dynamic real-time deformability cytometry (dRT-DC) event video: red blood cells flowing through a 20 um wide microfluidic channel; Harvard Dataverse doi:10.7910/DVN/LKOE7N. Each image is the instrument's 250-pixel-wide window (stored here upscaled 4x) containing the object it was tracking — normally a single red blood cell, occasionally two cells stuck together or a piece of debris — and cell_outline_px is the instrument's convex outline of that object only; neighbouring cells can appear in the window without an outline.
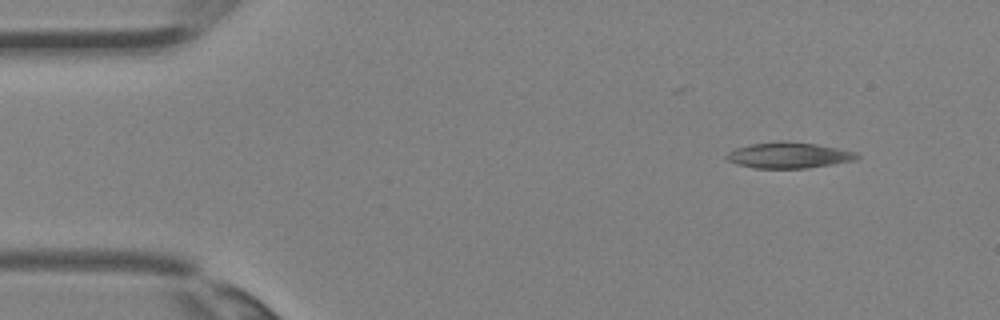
{"species": "Egyptian fruit bat (a non-hibernating species)", "species_latin": "Rousettus aegyptiacus", "temperature_condition": "room temperature", "stored_images_in_passage": 3, "camera_frame_rate_fps": 3000, "um_per_image_px": 0.085, "animal": {"sex": "female"}, "frame": {"image": 1, "passage_image": 1, "time_ms": 0.0, "image_size_px": [1000, 320], "cell_outline_px": [[860, 156], [852, 160], [832, 164], [808, 168], [756, 168], [736, 164], [728, 160], [724, 156], [728, 152], [736, 148], [752, 144], [780, 140], [816, 144], [856, 152]], "centroid_in_image_um": [67.0, 13.19], "position_along_channel_um": 18.0, "area_um2": 19.48}}
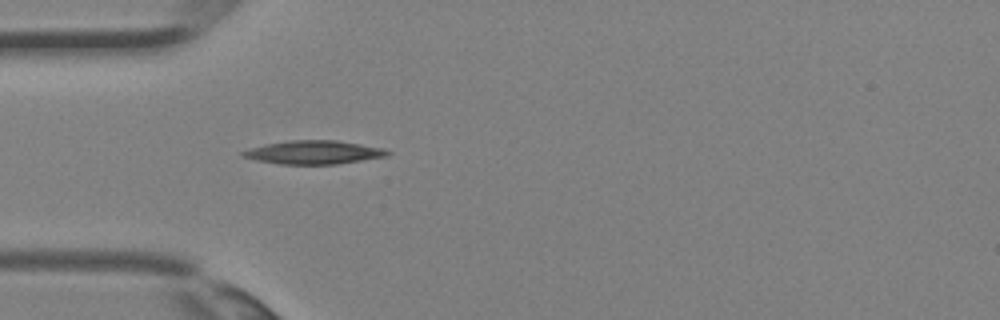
{"frame": {"image": 2, "passage_image": 3, "time_ms": 0.667, "image_size_px": [1000, 320], "cell_outline_px": [[392, 152], [388, 156], [336, 164], [280, 164], [256, 160], [240, 156], [240, 152], [264, 144], [292, 140], [336, 140], [384, 148]], "centroid_in_image_um": [26.68, 12.95], "position_along_channel_um": 58.3, "area_um2": 19.77}}